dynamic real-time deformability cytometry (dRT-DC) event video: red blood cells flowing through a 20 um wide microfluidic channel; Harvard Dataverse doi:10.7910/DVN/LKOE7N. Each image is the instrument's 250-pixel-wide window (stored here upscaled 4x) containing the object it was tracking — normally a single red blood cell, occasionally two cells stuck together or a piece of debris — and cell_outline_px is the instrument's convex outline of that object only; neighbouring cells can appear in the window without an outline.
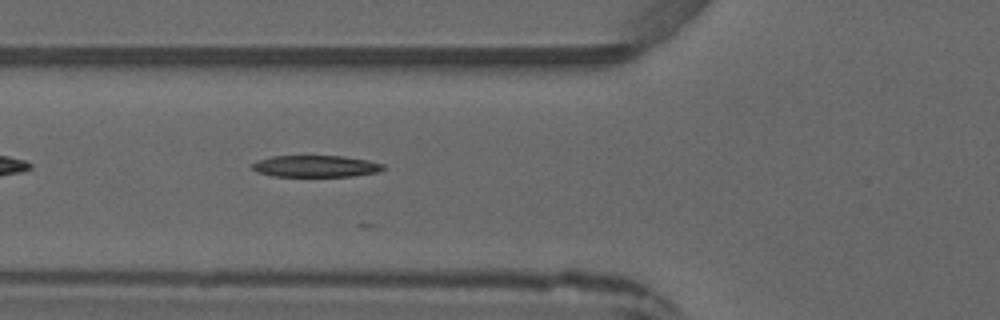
{"species": "common noctule bat (a hibernating species)", "species_latin": "Nyctalus noctula", "temperature_condition": "warm", "stored_images_in_passage": 2, "camera_frame_rate_fps": 3000, "um_per_image_px": 0.085, "animal": {"sex": "male", "forearm_length_mm": 52.5}, "frame": {"image": 1, "passage_image": 2, "time_ms": 1.333, "image_size_px": [1000, 320], "cell_outline_px": [[384, 168], [376, 172], [352, 176], [272, 176], [256, 172], [248, 164], [256, 160], [272, 156], [344, 156], [368, 160], [384, 164]], "centroid_in_image_um": [26.76, 14.12], "position_along_channel_um": 99.0, "area_um2": 16.65}}